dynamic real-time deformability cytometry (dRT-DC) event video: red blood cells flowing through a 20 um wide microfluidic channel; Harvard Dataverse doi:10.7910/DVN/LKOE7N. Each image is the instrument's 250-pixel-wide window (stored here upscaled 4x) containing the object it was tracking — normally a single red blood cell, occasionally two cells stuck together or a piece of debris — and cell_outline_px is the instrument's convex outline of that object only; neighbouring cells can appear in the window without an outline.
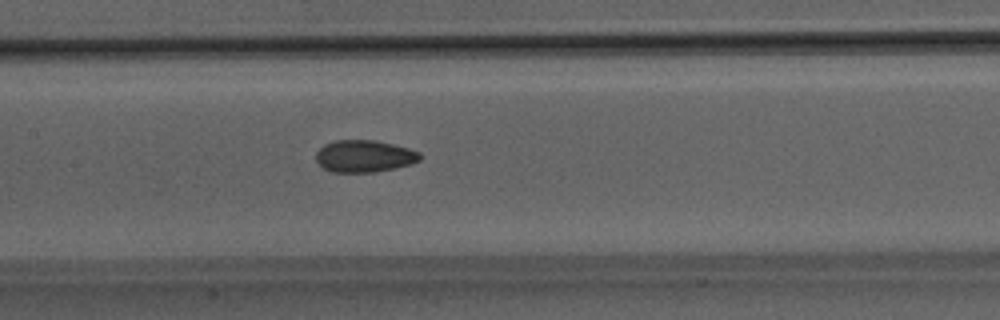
{"species": "Egyptian fruit bat (a non-hibernating species)", "species_latin": "Rousettus aegyptiacus", "temperature_condition": "room temperature", "stored_images_in_passage": 42, "camera_frame_rate_fps": 3000, "um_per_image_px": 0.085, "animal": {"sex": "male"}, "frame": {"image": 1, "passage_image": 16, "time_ms": 5.0, "image_size_px": [1000, 320], "cell_outline_px": [[420, 160], [412, 164], [372, 172], [332, 172], [324, 168], [316, 160], [316, 152], [324, 144], [336, 140], [376, 140], [408, 148], [420, 152]], "centroid_in_image_um": [30.95, 13.26], "position_along_channel_um": 176.4, "area_um2": 19.31}}
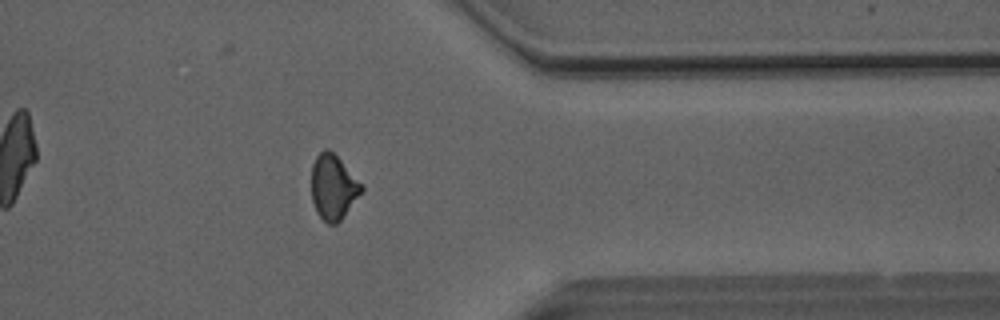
{"frame": {"image": 2, "passage_image": 32, "time_ms": 10.333, "image_size_px": [1000, 320], "cell_outline_px": [[364, 192], [340, 220], [336, 224], [328, 224], [316, 212], [312, 200], [312, 164], [316, 156], [324, 148], [328, 148], [340, 160], [364, 188]], "centroid_in_image_um": [28.32, 15.92], "position_along_channel_um": 383.1, "area_um2": 18.73}}
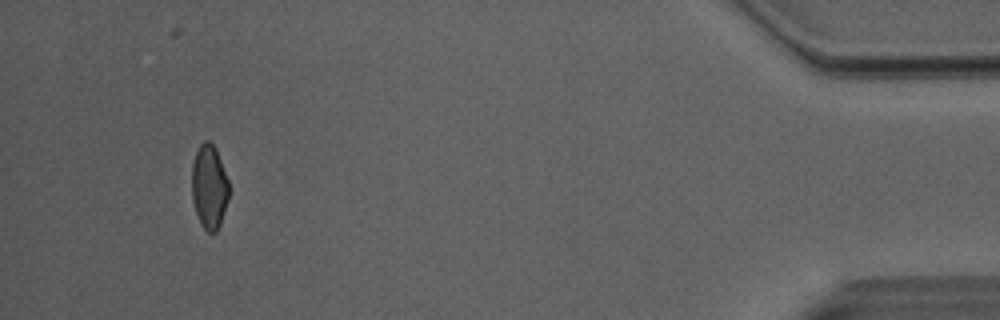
{"frame": {"image": 3, "passage_image": 39, "time_ms": 12.667, "image_size_px": [1000, 320], "cell_outline_px": [[228, 200], [220, 224], [216, 232], [208, 232], [200, 224], [192, 200], [192, 164], [196, 152], [200, 144], [204, 140], [208, 140], [216, 148], [228, 180]], "centroid_in_image_um": [17.77, 15.87], "position_along_channel_um": 417.4, "area_um2": 18.15}, "authors_computed_cell_mechanics": {"area_um2": 19.3052, "velocity_mm_per_s": 4.0767, "shape_relaxation_time_tau1_ms": 10.057, "shape_relaxation_time_tau2_ms": 1.9371, "deformation_change_tau1": 0.1663, "deformation_change_tau2": 0.0675}}